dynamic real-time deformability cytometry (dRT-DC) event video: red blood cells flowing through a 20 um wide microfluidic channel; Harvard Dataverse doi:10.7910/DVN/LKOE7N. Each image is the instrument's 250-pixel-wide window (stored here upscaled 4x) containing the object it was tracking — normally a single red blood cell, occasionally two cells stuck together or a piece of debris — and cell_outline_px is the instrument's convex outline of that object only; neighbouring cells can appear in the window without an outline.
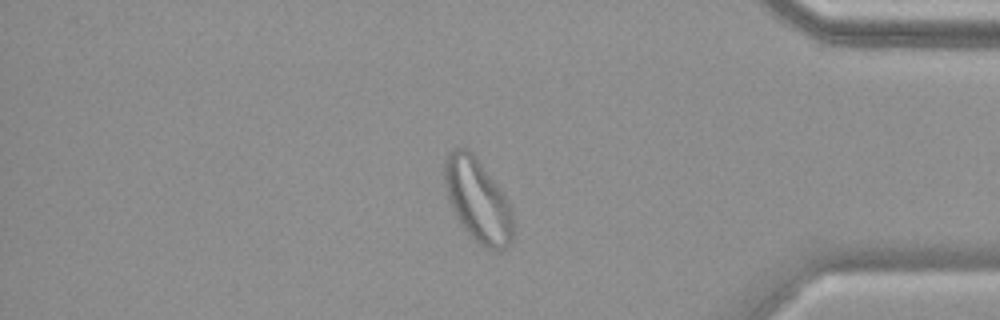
{"species": "common noctule bat (a hibernating species)", "species_latin": "Nyctalus noctula", "temperature_condition": "warm", "stored_images_in_passage": 55, "camera_frame_rate_fps": 3000, "um_per_image_px": 0.085, "animal": {"sex": "female", "body_mass_g": 19.9}, "frame": {"image": 1, "passage_image": 47, "time_ms": 15.333, "image_size_px": [1000, 320], "cell_outline_px": [[512, 240], [504, 248], [484, 248], [460, 224], [452, 208], [444, 184], [444, 160], [448, 152], [452, 148], [468, 148], [472, 152], [500, 188], [512, 212]], "centroid_in_image_um": [40.56, 16.97], "position_along_channel_um": 394.6, "area_um2": 32.66}}